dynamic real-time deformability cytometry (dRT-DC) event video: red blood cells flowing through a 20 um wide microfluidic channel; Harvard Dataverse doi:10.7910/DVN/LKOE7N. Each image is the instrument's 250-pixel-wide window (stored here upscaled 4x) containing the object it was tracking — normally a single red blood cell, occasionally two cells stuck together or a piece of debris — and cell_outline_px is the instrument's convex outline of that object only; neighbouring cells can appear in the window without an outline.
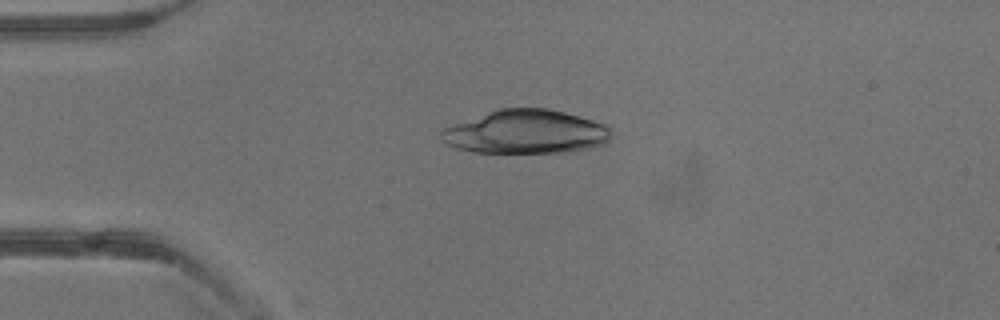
{"species": "common noctule bat (a hibernating species)", "species_latin": "Nyctalus noctula", "temperature_condition": "warm", "stored_images_in_passage": 11, "camera_frame_rate_fps": 3000, "um_per_image_px": 0.085, "animal": {"sex": "male", "body_mass_g": 13.3}, "frame": {"image": 1, "passage_image": 9, "time_ms": 2.667, "image_size_px": [1000, 320], "cell_outline_px": [[612, 136], [608, 140], [596, 148], [560, 152], [472, 152], [456, 148], [440, 140], [440, 128], [500, 108], [548, 108], [580, 116], [604, 124], [612, 128]], "centroid_in_image_um": [44.69, 11.21], "position_along_channel_um": 40.3, "area_um2": 43.52}}